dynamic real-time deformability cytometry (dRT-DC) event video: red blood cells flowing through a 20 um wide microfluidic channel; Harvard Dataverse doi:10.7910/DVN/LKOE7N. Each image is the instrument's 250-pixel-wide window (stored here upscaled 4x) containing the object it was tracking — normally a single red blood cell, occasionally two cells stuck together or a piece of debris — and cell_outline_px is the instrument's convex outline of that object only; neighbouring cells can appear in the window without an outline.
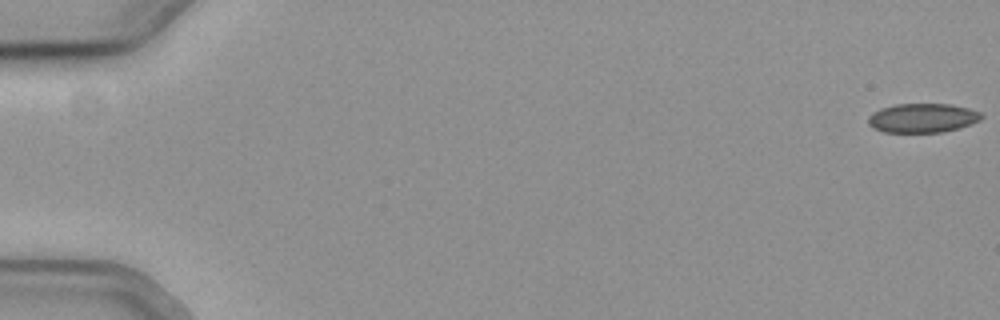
{"species": "common noctule bat (a hibernating species)", "species_latin": "Nyctalus noctula", "temperature_condition": "cold", "stored_images_in_passage": 9, "camera_frame_rate_fps": 3000, "um_per_image_px": 0.085, "animal": {"sex": "female", "body_mass_g": 19.3, "forearm_length_mm": 54.1}, "frame": {"image": 1, "passage_image": 1, "time_ms": 0.0, "image_size_px": [1000, 320], "cell_outline_px": [[984, 116], [980, 120], [956, 128], [940, 132], [884, 132], [872, 128], [868, 124], [868, 116], [872, 112], [880, 108], [896, 104], [948, 104], [968, 108], [980, 112]], "centroid_in_image_um": [78.36, 10.02], "position_along_channel_um": 6.6, "area_um2": 19.13}}